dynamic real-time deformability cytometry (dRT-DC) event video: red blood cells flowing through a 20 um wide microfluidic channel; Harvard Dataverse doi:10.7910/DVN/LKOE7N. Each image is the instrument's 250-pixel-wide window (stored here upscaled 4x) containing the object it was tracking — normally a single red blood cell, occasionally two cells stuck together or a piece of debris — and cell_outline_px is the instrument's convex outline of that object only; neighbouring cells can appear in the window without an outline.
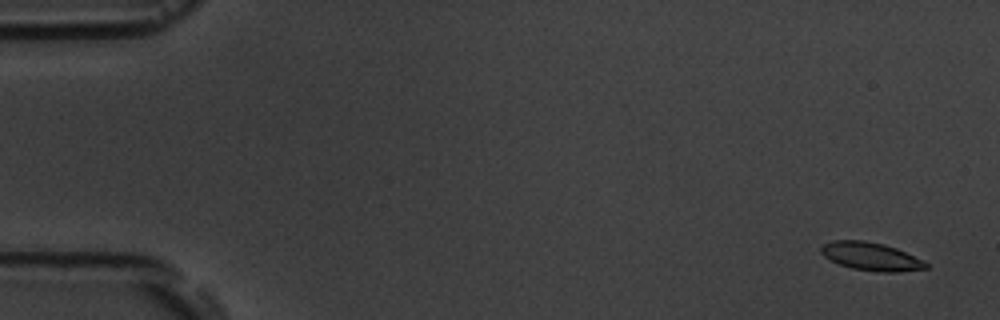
{"species": "common noctule bat (a hibernating species)", "species_latin": "Nyctalus noctula", "temperature_condition": "room temperature", "stored_images_in_passage": 6, "camera_frame_rate_fps": 3000, "um_per_image_px": 0.085, "animal": {"sex": "male", "body_mass_g": 19.5, "forearm_length_mm": 54.6}, "frame": {"image": 1, "passage_image": 1, "time_ms": 0.0, "image_size_px": [1000, 320], "cell_outline_px": [[928, 268], [900, 272], [876, 272], [852, 268], [840, 264], [824, 256], [820, 252], [820, 248], [824, 244], [832, 240], [864, 240], [884, 244], [896, 248], [928, 264]], "centroid_in_image_um": [74.0, 21.8], "position_along_channel_um": 11.0, "area_um2": 16.99}}
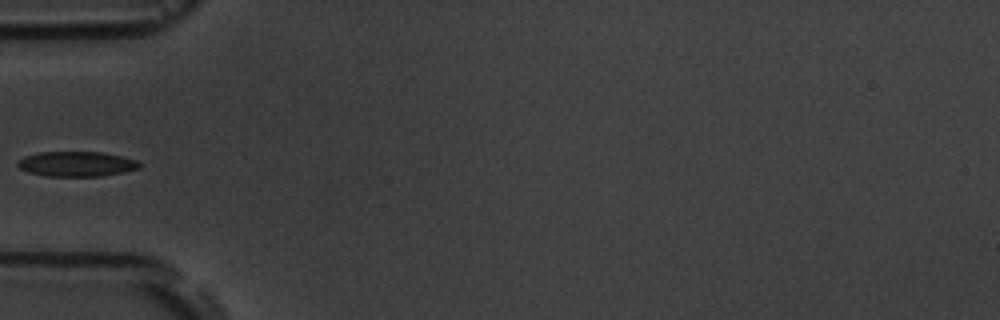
{"frame": {"image": 2, "passage_image": 5, "time_ms": 5.667, "image_size_px": [1000, 320], "cell_outline_px": [[140, 168], [124, 172], [100, 176], [48, 176], [28, 172], [20, 168], [16, 164], [24, 156], [40, 152], [100, 152], [120, 156], [136, 160], [140, 164]], "centroid_in_image_um": [6.5, 13.94], "position_along_channel_um": 78.5, "area_um2": 17.57}}
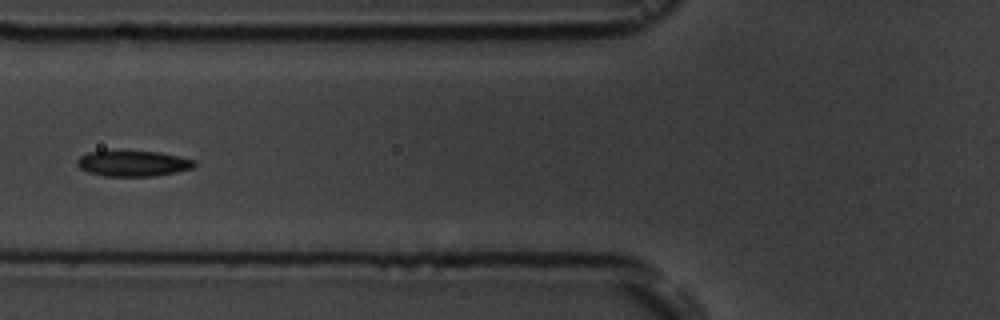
{"frame": {"image": 3, "passage_image": 6, "time_ms": 6.667, "image_size_px": [1000, 320], "cell_outline_px": [[196, 164], [192, 168], [176, 172], [152, 176], [104, 176], [88, 172], [80, 168], [76, 164], [76, 160], [80, 156], [88, 152], [120, 148], [160, 152], [180, 156], [196, 160]], "centroid_in_image_um": [11.27, 13.84], "position_along_channel_um": 114.5, "area_um2": 18.38}}